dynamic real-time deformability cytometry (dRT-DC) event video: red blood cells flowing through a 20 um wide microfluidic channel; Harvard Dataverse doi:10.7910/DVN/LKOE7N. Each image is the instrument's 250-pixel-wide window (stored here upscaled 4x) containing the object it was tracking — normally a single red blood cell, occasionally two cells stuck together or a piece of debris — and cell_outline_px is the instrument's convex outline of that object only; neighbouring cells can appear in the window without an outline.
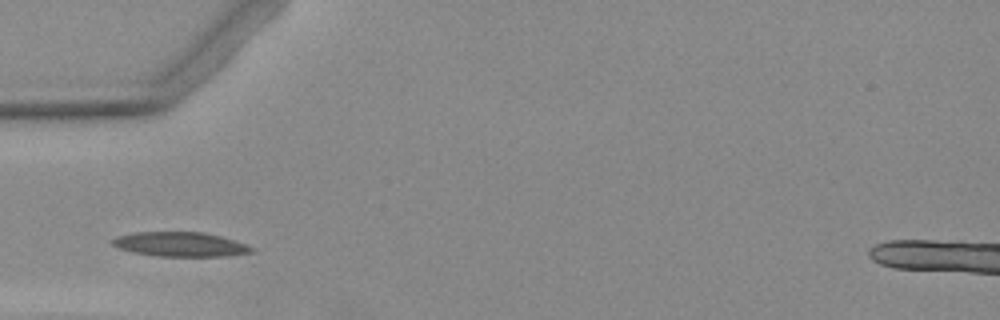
{"species": "Egyptian fruit bat (a non-hibernating species)", "species_latin": "Rousettus aegyptiacus", "temperature_condition": "warm", "stored_images_in_passage": 4, "camera_frame_rate_fps": 3000, "um_per_image_px": 0.085, "animal": {"sex": "female"}, "frame": {"image": 1, "passage_image": 2, "time_ms": 1.333, "image_size_px": [1000, 320], "cell_outline_px": [[256, 252], [228, 256], [156, 256], [116, 248], [112, 244], [112, 240], [116, 236], [136, 232], [204, 232], [220, 236], [256, 248]], "centroid_in_image_um": [15.34, 20.77], "position_along_channel_um": 69.7, "area_um2": 19.83}}
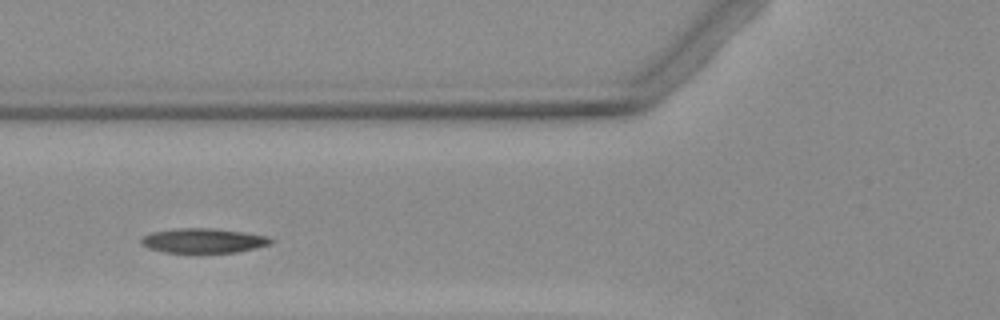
{"frame": {"image": 2, "passage_image": 3, "time_ms": 2.333, "image_size_px": [1000, 320], "cell_outline_px": [[276, 240], [272, 244], [256, 248], [236, 252], [164, 252], [148, 248], [140, 244], [140, 240], [144, 236], [152, 232], [176, 228], [216, 228], [268, 236]], "centroid_in_image_um": [17.32, 20.45], "position_along_channel_um": 108.5, "area_um2": 18.67}}
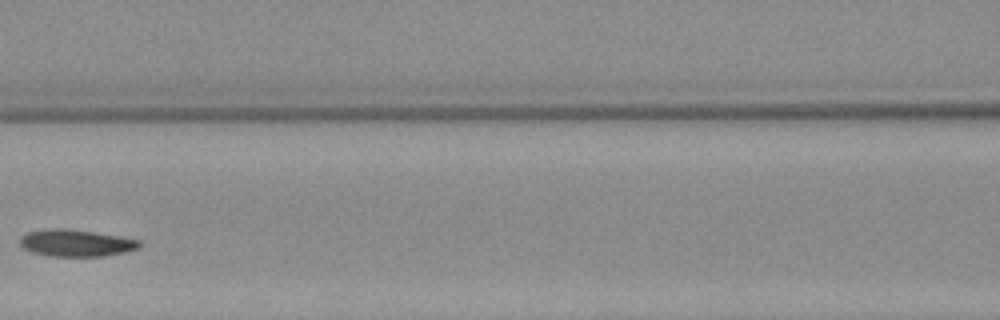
{"frame": {"image": 3, "passage_image": 4, "time_ms": 3.667, "image_size_px": [1000, 320], "cell_outline_px": [[140, 248], [124, 252], [104, 256], [52, 256], [32, 252], [24, 248], [20, 244], [20, 236], [28, 232], [48, 228], [64, 228], [120, 236], [140, 240]], "centroid_in_image_um": [6.46, 20.65], "position_along_channel_um": 160.1, "area_um2": 18.67}}